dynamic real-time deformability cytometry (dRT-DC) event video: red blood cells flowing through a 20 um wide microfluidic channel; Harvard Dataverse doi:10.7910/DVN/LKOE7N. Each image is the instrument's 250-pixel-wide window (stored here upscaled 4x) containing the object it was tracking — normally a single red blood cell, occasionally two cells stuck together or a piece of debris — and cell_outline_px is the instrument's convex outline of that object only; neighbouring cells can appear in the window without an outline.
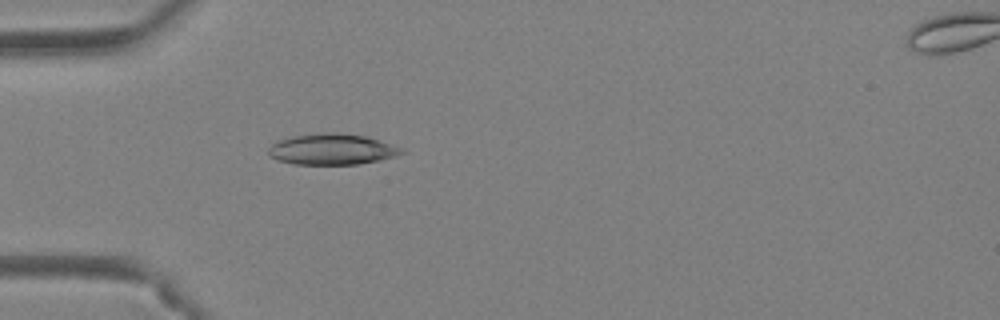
{"species": "Egyptian fruit bat (a non-hibernating species)", "species_latin": "Rousettus aegyptiacus", "temperature_condition": "warm", "stored_images_in_passage": 47, "camera_frame_rate_fps": 3000, "um_per_image_px": 0.085, "animal": {"sex": "female"}, "frame": {"image": 1, "passage_image": 15, "time_ms": 4.667, "image_size_px": [1000, 320], "cell_outline_px": [[404, 152], [396, 156], [380, 160], [360, 164], [292, 164], [276, 160], [268, 156], [268, 148], [272, 144], [280, 140], [292, 136], [328, 132], [336, 132], [368, 136], [404, 148]], "centroid_in_image_um": [28.23, 12.69], "position_along_channel_um": 56.8, "area_um2": 24.22}}
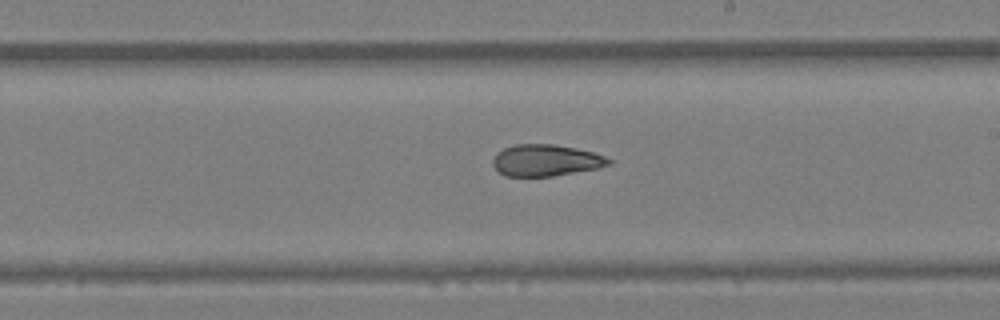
{"frame": {"image": 2, "passage_image": 28, "time_ms": 9.0, "image_size_px": [1000, 320], "cell_outline_px": [[612, 164], [600, 168], [552, 176], [504, 176], [492, 164], [492, 160], [496, 152], [504, 148], [516, 144], [552, 144], [576, 148], [596, 152], [612, 160]], "centroid_in_image_um": [46.42, 13.62], "position_along_channel_um": 242.6, "area_um2": 21.5}}
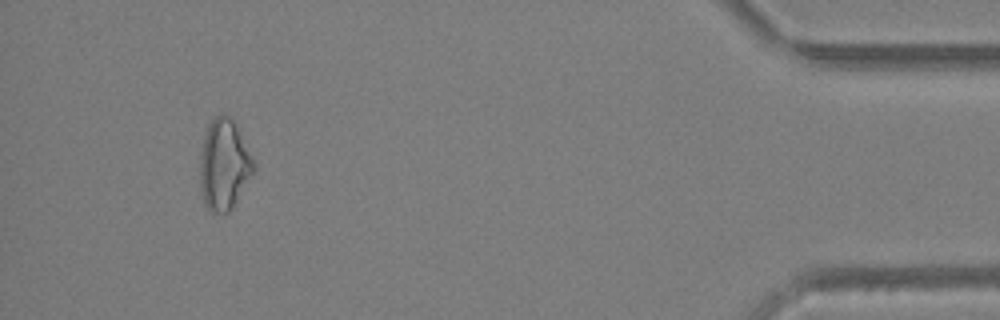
{"frame": {"image": 3, "passage_image": 44, "time_ms": 14.333, "image_size_px": [1000, 320], "cell_outline_px": [[252, 172], [232, 208], [228, 212], [212, 212], [204, 204], [200, 188], [200, 152], [204, 136], [208, 124], [216, 116], [224, 112], [232, 120], [252, 160]], "centroid_in_image_um": [18.97, 14.01], "position_along_channel_um": 416.2, "area_um2": 27.34}, "authors_computed_cell_mechanics": {"area_um2": 24.0448, "velocity_mm_per_s": 4.4742, "shape_relaxation_time_tau1_ms": 10.3826, "shape_relaxation_time_tau2_ms": 5.4712, "deformation_change_tau1": 0.2531, "deformation_change_tau2": 0.1357}}